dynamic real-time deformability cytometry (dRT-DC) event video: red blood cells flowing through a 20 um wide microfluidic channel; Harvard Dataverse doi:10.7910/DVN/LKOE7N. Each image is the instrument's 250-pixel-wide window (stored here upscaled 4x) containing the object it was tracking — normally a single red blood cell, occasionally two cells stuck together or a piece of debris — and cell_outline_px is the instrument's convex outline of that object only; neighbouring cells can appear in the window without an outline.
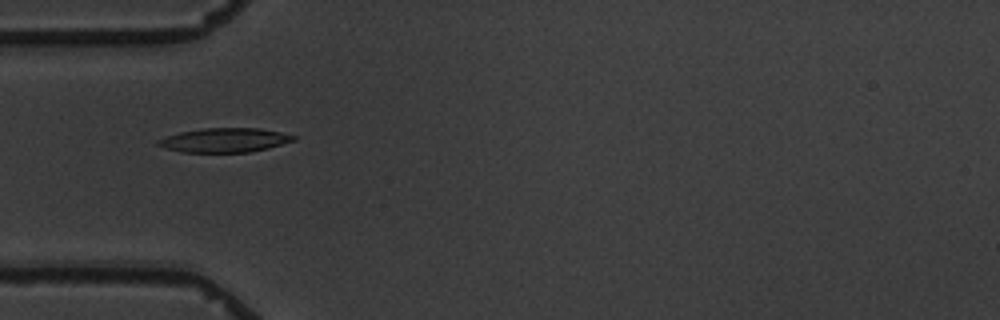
{"species": "common noctule bat (a hibernating species)", "species_latin": "Nyctalus noctula", "temperature_condition": "warm", "stored_images_in_passage": 5, "camera_frame_rate_fps": 3000, "um_per_image_px": 0.085, "animal": {"sex": "male", "body_mass_g": 19.5, "forearm_length_mm": 54.6}, "frame": {"image": 1, "passage_image": 2, "time_ms": 1.333, "image_size_px": [1000, 320], "cell_outline_px": [[296, 140], [268, 148], [248, 152], [180, 152], [164, 148], [156, 144], [156, 140], [180, 132], [204, 128], [260, 128], [280, 132], [296, 136]], "centroid_in_image_um": [19.08, 11.91], "position_along_channel_um": 65.9, "area_um2": 19.07}}
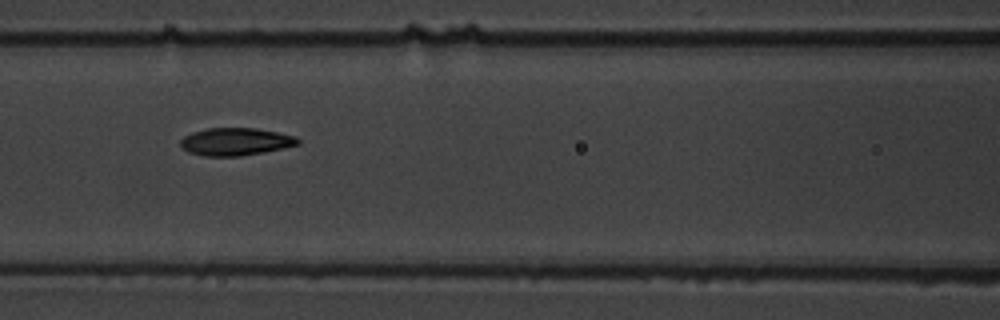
{"frame": {"image": 2, "passage_image": 4, "time_ms": 3.667, "image_size_px": [1000, 320], "cell_outline_px": [[300, 144], [284, 148], [264, 152], [240, 156], [204, 156], [188, 152], [180, 144], [180, 140], [184, 136], [192, 132], [208, 128], [256, 128], [296, 136], [300, 140]], "centroid_in_image_um": [20.04, 12.04], "position_along_channel_um": 146.6, "area_um2": 18.9}}
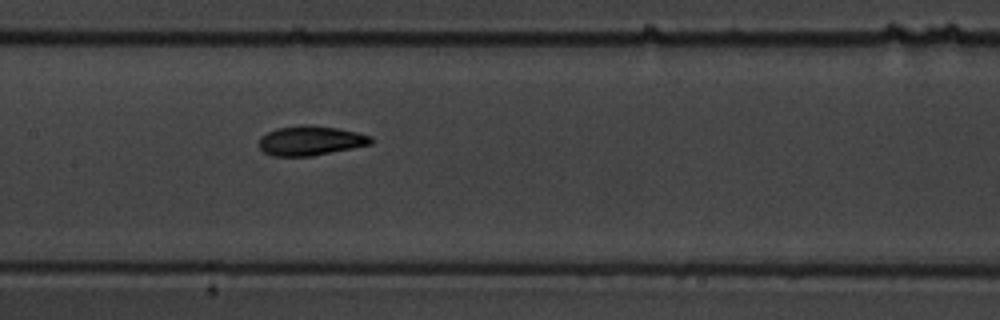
{"frame": {"image": 3, "passage_image": 5, "time_ms": 4.667, "image_size_px": [1000, 320], "cell_outline_px": [[372, 144], [312, 156], [272, 156], [264, 152], [256, 144], [260, 136], [276, 128], [304, 124], [336, 128], [356, 132], [372, 136]], "centroid_in_image_um": [26.34, 11.96], "position_along_channel_um": 181.1, "area_um2": 19.36}}